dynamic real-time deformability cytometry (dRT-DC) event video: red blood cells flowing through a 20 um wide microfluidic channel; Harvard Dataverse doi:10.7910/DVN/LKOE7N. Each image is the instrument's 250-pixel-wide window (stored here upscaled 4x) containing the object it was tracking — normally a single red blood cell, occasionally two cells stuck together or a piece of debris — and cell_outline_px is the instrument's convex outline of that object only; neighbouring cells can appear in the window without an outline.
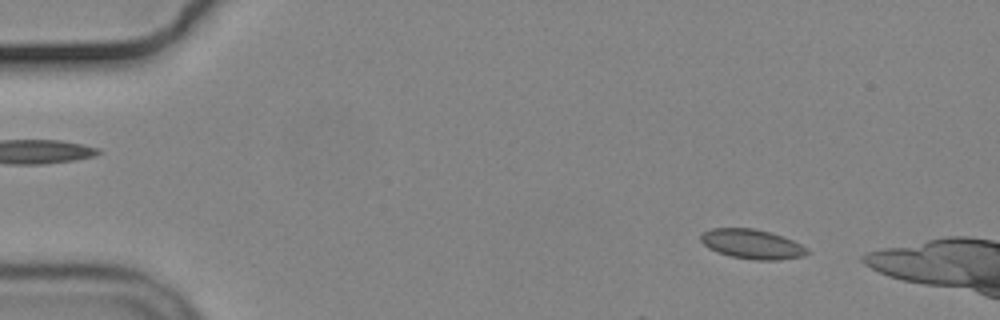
{"species": "common noctule bat (a hibernating species)", "species_latin": "Nyctalus noctula", "temperature_condition": "cold", "stored_images_in_passage": 11, "camera_frame_rate_fps": 3000, "um_per_image_px": 0.085, "animal": {"sex": "male", "body_mass_g": 19.2, "forearm_length_mm": 51.8}, "frame": {"image": 1, "passage_image": 7, "time_ms": 2.0, "image_size_px": [1000, 320], "cell_outline_px": [[808, 252], [804, 256], [776, 260], [752, 260], [728, 256], [716, 252], [708, 248], [700, 240], [700, 232], [712, 228], [756, 228], [772, 232], [792, 240], [808, 248]], "centroid_in_image_um": [63.88, 20.74], "position_along_channel_um": 21.1, "area_um2": 18.61}}